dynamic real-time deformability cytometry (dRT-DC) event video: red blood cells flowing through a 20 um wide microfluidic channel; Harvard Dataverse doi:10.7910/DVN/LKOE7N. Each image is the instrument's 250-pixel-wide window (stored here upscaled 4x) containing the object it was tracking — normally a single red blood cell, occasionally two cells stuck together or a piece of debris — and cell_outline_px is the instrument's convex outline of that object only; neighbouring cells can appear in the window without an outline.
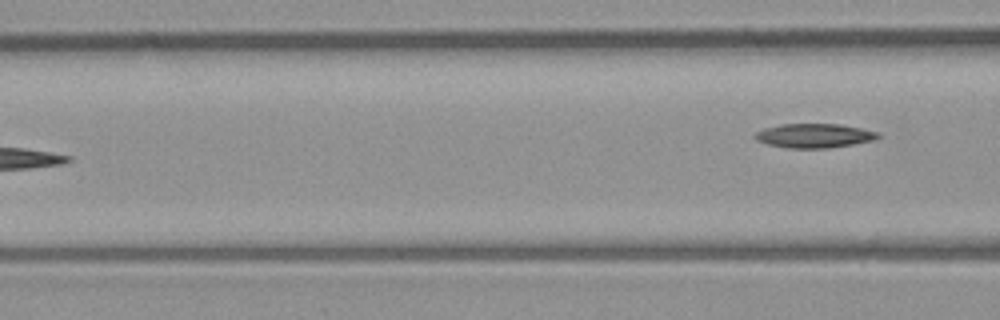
{"species": "common noctule bat (a hibernating species)", "species_latin": "Nyctalus noctula", "temperature_condition": "room temperature", "stored_images_in_passage": 6, "camera_frame_rate_fps": 3000, "um_per_image_px": 0.085, "animal": {"sex": "male", "body_mass_g": 23.1, "forearm_length_mm": 52.7}, "frame": {"image": 1, "passage_image": 6, "time_ms": 6.0, "image_size_px": [1000, 320], "cell_outline_px": [[880, 136], [876, 140], [828, 148], [788, 148], [768, 144], [756, 140], [752, 136], [756, 132], [764, 128], [780, 124], [840, 124], [880, 132]], "centroid_in_image_um": [69.21, 11.53], "position_along_channel_um": 97.4, "area_um2": 17.4}}